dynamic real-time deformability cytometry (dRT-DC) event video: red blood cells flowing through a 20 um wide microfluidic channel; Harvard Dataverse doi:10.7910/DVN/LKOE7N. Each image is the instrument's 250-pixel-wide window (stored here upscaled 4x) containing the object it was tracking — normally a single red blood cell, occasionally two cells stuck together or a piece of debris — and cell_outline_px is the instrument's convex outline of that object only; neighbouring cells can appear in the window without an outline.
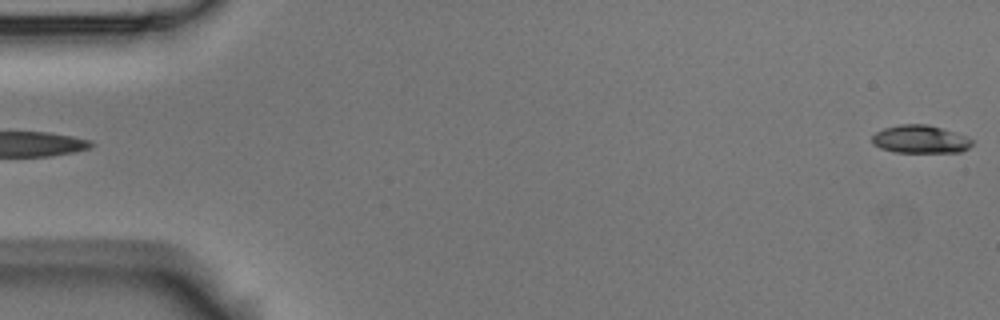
{"species": "Egyptian fruit bat (a non-hibernating species)", "species_latin": "Rousettus aegyptiacus", "temperature_condition": "room temperature", "stored_images_in_passage": 5, "segment_of_instrument_passage": [2, 2], "camera_frame_rate_fps": 3000, "um_per_image_px": 0.085, "animal": {"sex": "male"}, "frame": {"image": 1, "passage_image": 5, "time_ms": 1.333, "image_size_px": [1000, 320], "cell_outline_px": [[972, 144], [968, 148], [960, 152], [896, 152], [880, 148], [872, 144], [872, 136], [876, 132], [884, 128], [900, 124], [928, 124], [968, 136], [972, 140]], "centroid_in_image_um": [78.22, 11.83], "position_along_channel_um": 6.8, "area_um2": 16.36}}